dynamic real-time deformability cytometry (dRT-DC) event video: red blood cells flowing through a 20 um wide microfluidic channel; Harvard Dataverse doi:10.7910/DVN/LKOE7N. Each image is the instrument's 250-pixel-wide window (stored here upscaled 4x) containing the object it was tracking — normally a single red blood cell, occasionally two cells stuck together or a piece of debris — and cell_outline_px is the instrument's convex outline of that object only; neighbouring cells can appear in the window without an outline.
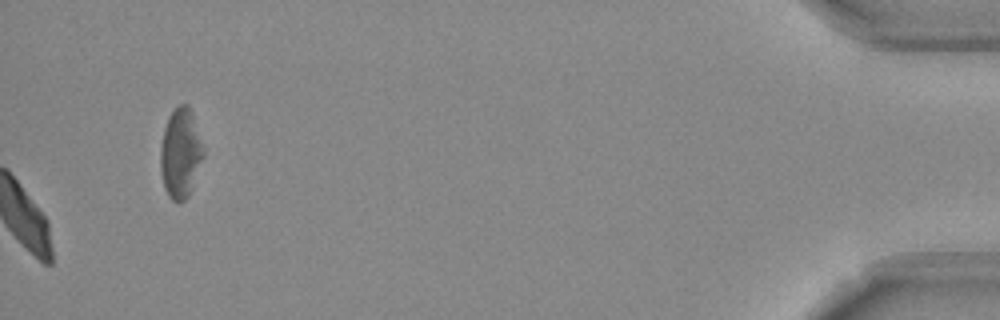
{"species": "Egyptian fruit bat (a non-hibernating species)", "species_latin": "Rousettus aegyptiacus", "temperature_condition": "room temperature", "stored_images_in_passage": 54, "camera_frame_rate_fps": 3000, "um_per_image_px": 0.085, "frame": {"image": 1, "passage_image": 54, "time_ms": 17.667, "image_size_px": [1000, 320], "cell_outline_px": [[204, 156], [192, 188], [188, 196], [184, 200], [172, 200], [168, 196], [164, 188], [160, 172], [160, 148], [164, 128], [168, 116], [172, 108], [176, 104], [188, 104], [192, 112], [204, 148]], "centroid_in_image_um": [15.34, 12.98], "position_along_channel_um": 419.9, "area_um2": 22.77}, "authors_computed_cell_mechanics": {"area_um2": 24.3049, "velocity_mm_per_s": 3.7156, "shape_relaxation_time_tau1_ms": 7.0175, "shape_relaxation_time_tau2_ms": 4.2097, "deformation_change_tau1": 0.16, "deformation_change_tau2": 0.094}}